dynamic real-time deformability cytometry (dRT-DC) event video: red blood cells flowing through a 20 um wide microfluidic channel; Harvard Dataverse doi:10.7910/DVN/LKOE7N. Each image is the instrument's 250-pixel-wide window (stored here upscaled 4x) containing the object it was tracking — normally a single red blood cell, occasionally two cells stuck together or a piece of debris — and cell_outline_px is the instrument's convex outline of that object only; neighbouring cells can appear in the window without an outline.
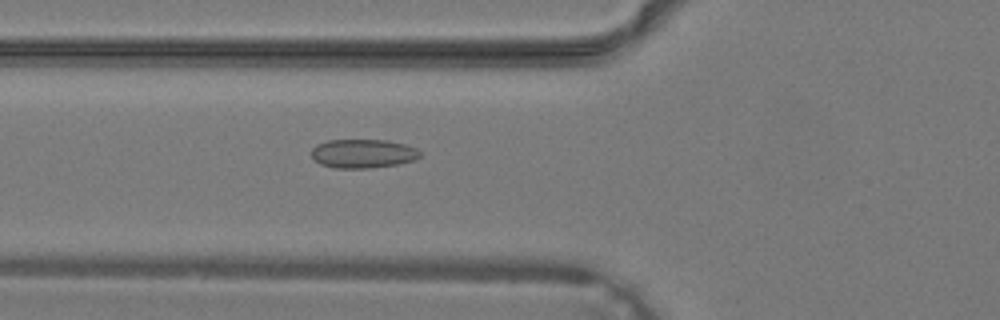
{"species": "common noctule bat (a hibernating species)", "species_latin": "Nyctalus noctula", "temperature_condition": "warm", "stored_images_in_passage": 33, "camera_frame_rate_fps": 3000, "um_per_image_px": 0.085, "animal": {"sex": "male", "body_mass_g": 19.2, "forearm_length_mm": 51.8}, "frame": {"image": 1, "passage_image": 9, "time_ms": 2.667, "image_size_px": [1000, 320], "cell_outline_px": [[420, 156], [416, 160], [400, 164], [368, 168], [336, 168], [320, 164], [312, 156], [312, 148], [316, 144], [328, 140], [388, 140], [404, 144], [416, 148], [420, 152]], "centroid_in_image_um": [30.87, 13.05], "position_along_channel_um": 94.9, "area_um2": 18.32}}
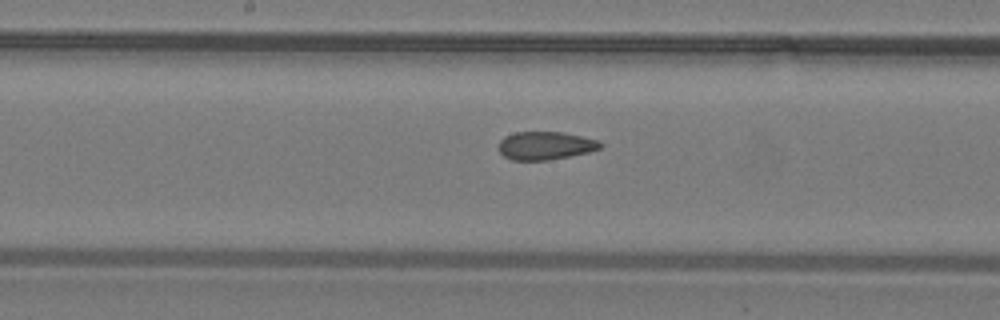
{"frame": {"image": 2, "passage_image": 15, "time_ms": 4.667, "image_size_px": [1000, 320], "cell_outline_px": [[604, 144], [600, 148], [588, 152], [548, 160], [512, 160], [504, 156], [500, 152], [500, 140], [504, 136], [516, 132], [564, 132], [600, 140]], "centroid_in_image_um": [46.38, 12.37], "position_along_channel_um": 201.8, "area_um2": 16.65}}
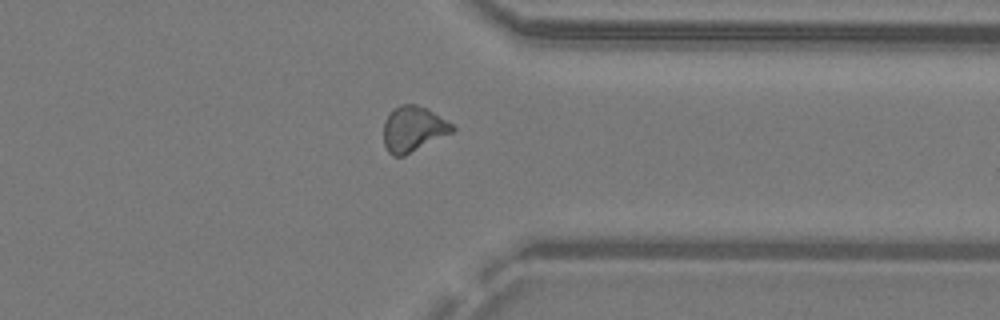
{"frame": {"image": 3, "passage_image": 25, "time_ms": 8.0, "image_size_px": [1000, 320], "cell_outline_px": [[456, 128], [452, 132], [404, 156], [392, 156], [388, 152], [384, 144], [384, 120], [392, 108], [400, 104], [416, 104], [428, 108], [452, 124]], "centroid_in_image_um": [35.09, 10.94], "position_along_channel_um": 376.3, "area_um2": 18.26}}